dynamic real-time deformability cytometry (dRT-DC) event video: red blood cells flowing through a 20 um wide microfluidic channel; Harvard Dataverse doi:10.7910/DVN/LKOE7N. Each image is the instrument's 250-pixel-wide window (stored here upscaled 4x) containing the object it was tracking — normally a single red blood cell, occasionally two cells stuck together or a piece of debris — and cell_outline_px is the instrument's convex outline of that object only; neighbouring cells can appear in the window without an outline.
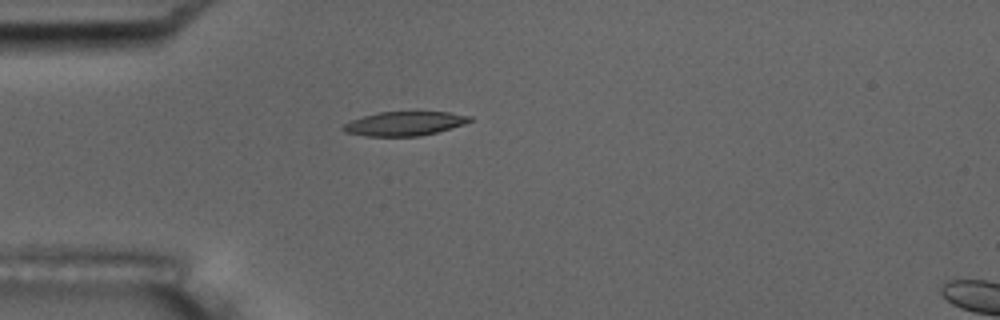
{"species": "common noctule bat (a hibernating species)", "species_latin": "Nyctalus noctula", "temperature_condition": "room temperature", "stored_images_in_passage": 6, "camera_frame_rate_fps": 3000, "um_per_image_px": 0.085, "animal": {"sex": "male", "body_mass_g": 17.5, "forearm_length_mm": 52.3}, "frame": {"image": 1, "passage_image": 5, "time_ms": 5.0, "image_size_px": [1000, 320], "cell_outline_px": [[472, 120], [464, 124], [436, 132], [420, 136], [364, 136], [344, 132], [340, 128], [344, 124], [352, 120], [364, 116], [380, 112], [448, 112], [472, 116]], "centroid_in_image_um": [34.36, 10.51], "position_along_channel_um": 50.6, "area_um2": 17.69}}